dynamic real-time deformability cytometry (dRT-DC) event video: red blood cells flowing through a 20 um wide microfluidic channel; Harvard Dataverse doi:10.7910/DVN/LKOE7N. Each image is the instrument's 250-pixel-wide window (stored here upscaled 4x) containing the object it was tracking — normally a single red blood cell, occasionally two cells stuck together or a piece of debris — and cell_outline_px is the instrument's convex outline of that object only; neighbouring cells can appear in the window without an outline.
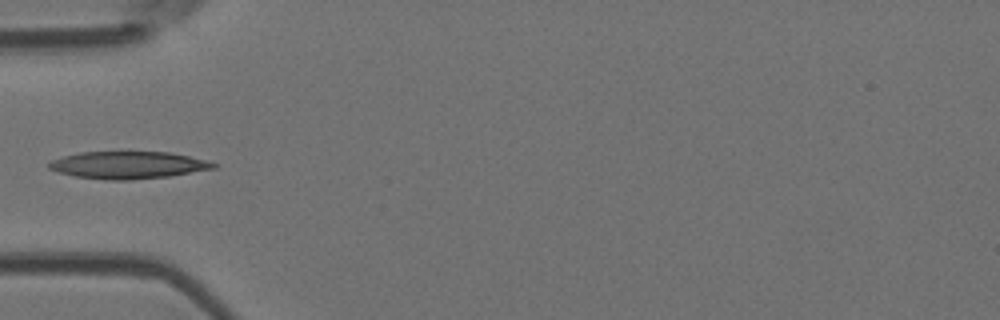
{"species": "Egyptian fruit bat (a non-hibernating species)", "species_latin": "Rousettus aegyptiacus", "temperature_condition": "room temperature", "stored_images_in_passage": 4, "camera_frame_rate_fps": 3000, "um_per_image_px": 0.085, "animal": {"sex": "female"}, "frame": {"image": 1, "passage_image": 3, "time_ms": 2.333, "image_size_px": [1000, 320], "cell_outline_px": [[220, 164], [216, 168], [168, 176], [128, 180], [108, 180], [76, 176], [56, 172], [48, 168], [48, 164], [52, 160], [64, 156], [80, 152], [172, 152]], "centroid_in_image_um": [10.88, 14.03], "position_along_channel_um": 74.1, "area_um2": 26.01}}
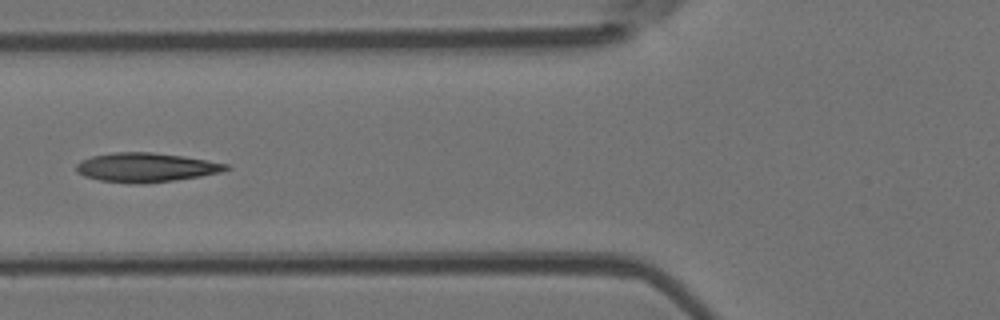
{"frame": {"image": 2, "passage_image": 4, "time_ms": 3.333, "image_size_px": [1000, 320], "cell_outline_px": [[232, 168], [220, 172], [200, 176], [144, 184], [128, 184], [100, 180], [84, 176], [76, 172], [76, 164], [80, 160], [92, 156], [112, 152], [152, 152], [184, 156], [208, 160], [228, 164]], "centroid_in_image_um": [12.38, 14.23], "position_along_channel_um": 113.4, "area_um2": 25.66}}